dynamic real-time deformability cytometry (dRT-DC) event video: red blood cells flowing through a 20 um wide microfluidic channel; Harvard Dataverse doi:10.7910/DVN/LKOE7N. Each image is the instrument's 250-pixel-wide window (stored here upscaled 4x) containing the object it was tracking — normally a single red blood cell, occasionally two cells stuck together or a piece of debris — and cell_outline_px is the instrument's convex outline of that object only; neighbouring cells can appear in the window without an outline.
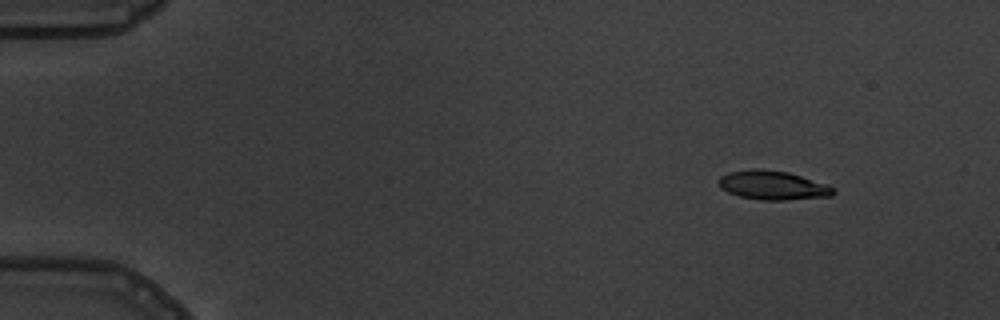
{"species": "common noctule bat (a hibernating species)", "species_latin": "Nyctalus noctula", "temperature_condition": "warm", "stored_images_in_passage": 5, "camera_frame_rate_fps": 3000, "um_per_image_px": 0.085, "animal": {"sex": "male", "body_mass_g": 19.5, "forearm_length_mm": 54.6}, "frame": {"image": 1, "passage_image": 1, "time_ms": 0.0, "image_size_px": [1000, 320], "cell_outline_px": [[836, 192], [832, 196], [784, 200], [760, 200], [740, 196], [728, 192], [720, 188], [720, 176], [728, 172], [752, 168], [760, 168], [788, 172], [828, 184], [836, 188]], "centroid_in_image_um": [65.72, 15.74], "position_along_channel_um": 19.3, "area_um2": 19.54}}
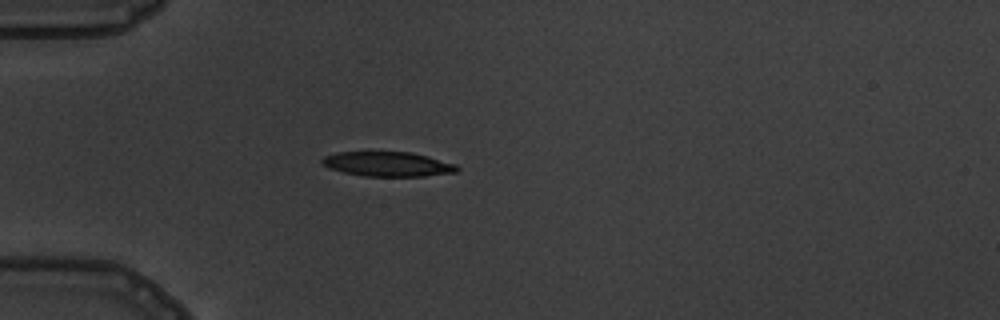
{"frame": {"image": 2, "passage_image": 4, "time_ms": 3.333, "image_size_px": [1000, 320], "cell_outline_px": [[460, 168], [456, 172], [424, 176], [364, 176], [344, 172], [328, 168], [320, 160], [324, 156], [336, 152], [412, 152], [428, 156], [456, 164]], "centroid_in_image_um": [32.96, 13.94], "position_along_channel_um": 52.0, "area_um2": 19.36}}